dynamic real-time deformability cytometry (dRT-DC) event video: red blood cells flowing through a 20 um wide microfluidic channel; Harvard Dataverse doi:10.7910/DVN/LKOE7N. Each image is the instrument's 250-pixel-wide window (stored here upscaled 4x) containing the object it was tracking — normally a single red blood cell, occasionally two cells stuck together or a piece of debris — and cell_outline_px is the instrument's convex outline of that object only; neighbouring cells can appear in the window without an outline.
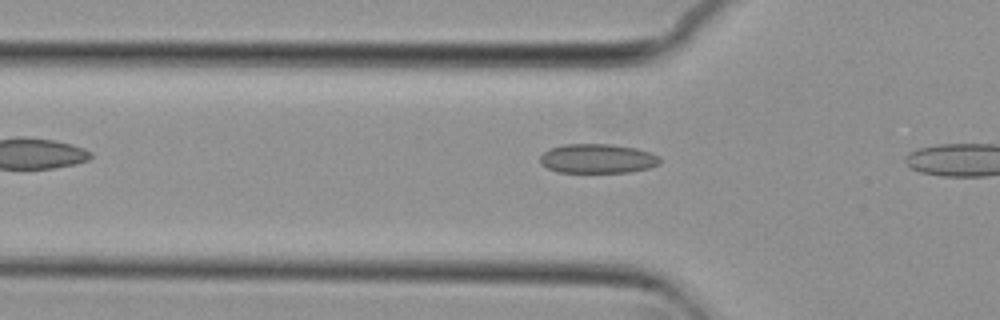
{"species": "common noctule bat (a hibernating species)", "species_latin": "Nyctalus noctula", "temperature_condition": "cold", "stored_images_in_passage": 4, "camera_frame_rate_fps": 3000, "um_per_image_px": 0.085, "animal": {"sex": "female", "body_mass_g": 29.2, "forearm_length_mm": 56.3}, "frame": {"image": 1, "passage_image": 3, "time_ms": 0.667, "image_size_px": [1000, 320], "cell_outline_px": [[660, 164], [648, 168], [628, 172], [560, 172], [548, 168], [540, 164], [540, 156], [548, 148], [564, 144], [612, 144], [636, 148], [660, 156]], "centroid_in_image_um": [50.77, 13.47], "position_along_channel_um": 75.0, "area_um2": 20.52}}